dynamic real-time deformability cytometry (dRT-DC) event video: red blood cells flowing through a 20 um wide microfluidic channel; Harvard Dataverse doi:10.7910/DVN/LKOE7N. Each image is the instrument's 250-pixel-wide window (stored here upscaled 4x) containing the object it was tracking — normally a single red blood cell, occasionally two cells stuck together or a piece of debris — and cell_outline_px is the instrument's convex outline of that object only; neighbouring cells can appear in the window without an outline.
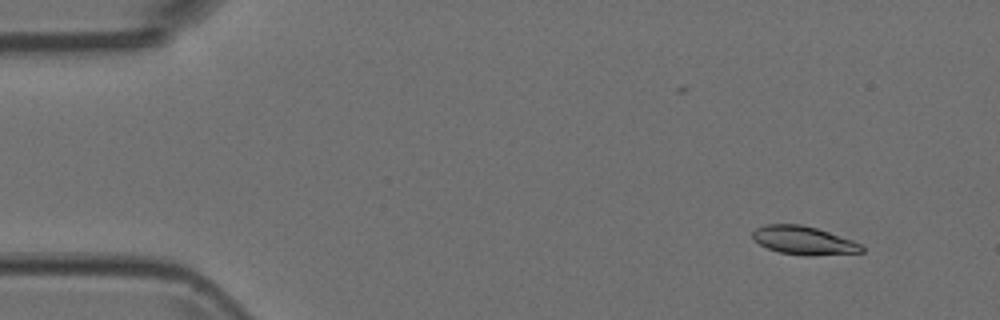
{"species": "Egyptian fruit bat (a non-hibernating species)", "species_latin": "Rousettus aegyptiacus", "temperature_condition": "room temperature", "stored_images_in_passage": 6, "camera_frame_rate_fps": 3000, "um_per_image_px": 0.085, "animal": {"sex": "female"}, "frame": {"image": 1, "passage_image": 1, "time_ms": 0.0, "image_size_px": [1000, 320], "cell_outline_px": [[864, 252], [812, 256], [804, 256], [780, 252], [768, 248], [752, 240], [752, 232], [756, 228], [764, 224], [800, 224], [816, 228], [852, 240], [860, 244], [864, 248]], "centroid_in_image_um": [68.29, 20.44], "position_along_channel_um": 16.7, "area_um2": 18.09}}
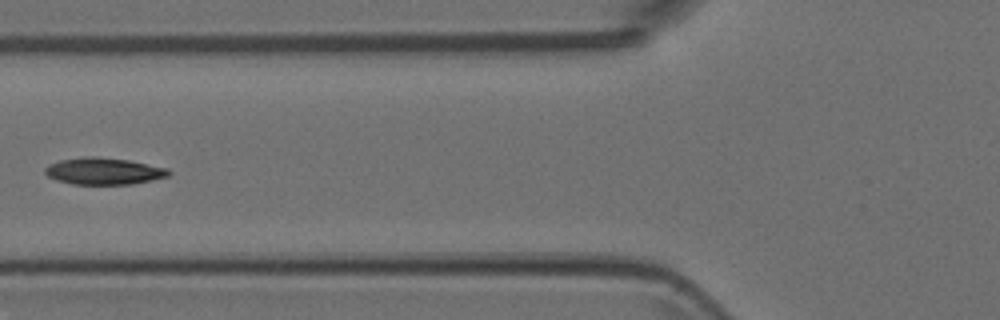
{"frame": {"image": 2, "passage_image": 5, "time_ms": 1.333, "image_size_px": [1000, 320], "cell_outline_px": [[172, 172], [168, 176], [152, 180], [132, 184], [72, 184], [56, 180], [48, 176], [44, 172], [44, 168], [48, 164], [60, 160], [84, 156], [96, 156], [128, 160], [168, 168]], "centroid_in_image_um": [8.8, 14.54], "position_along_channel_um": 117.0, "area_um2": 19.42}}
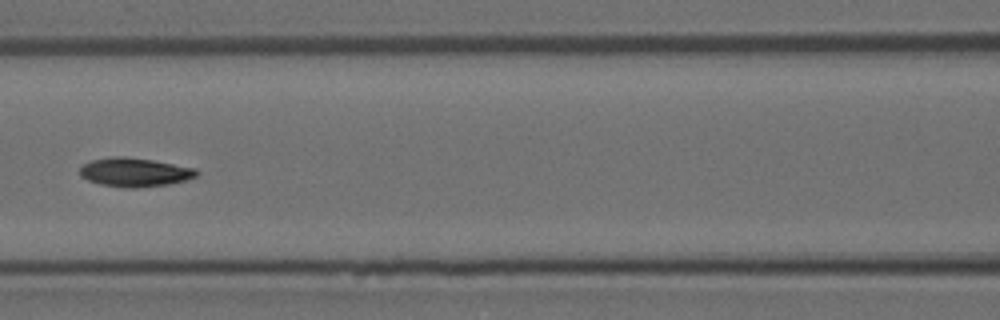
{"frame": {"image": 3, "passage_image": 6, "time_ms": 1.667, "image_size_px": [1000, 320], "cell_outline_px": [[200, 172], [196, 176], [184, 180], [168, 184], [136, 188], [124, 188], [100, 184], [88, 180], [80, 176], [80, 168], [84, 164], [92, 160], [112, 156], [124, 156], [152, 160], [196, 168]], "centroid_in_image_um": [11.44, 14.64], "position_along_channel_um": 155.2, "area_um2": 19.59}}